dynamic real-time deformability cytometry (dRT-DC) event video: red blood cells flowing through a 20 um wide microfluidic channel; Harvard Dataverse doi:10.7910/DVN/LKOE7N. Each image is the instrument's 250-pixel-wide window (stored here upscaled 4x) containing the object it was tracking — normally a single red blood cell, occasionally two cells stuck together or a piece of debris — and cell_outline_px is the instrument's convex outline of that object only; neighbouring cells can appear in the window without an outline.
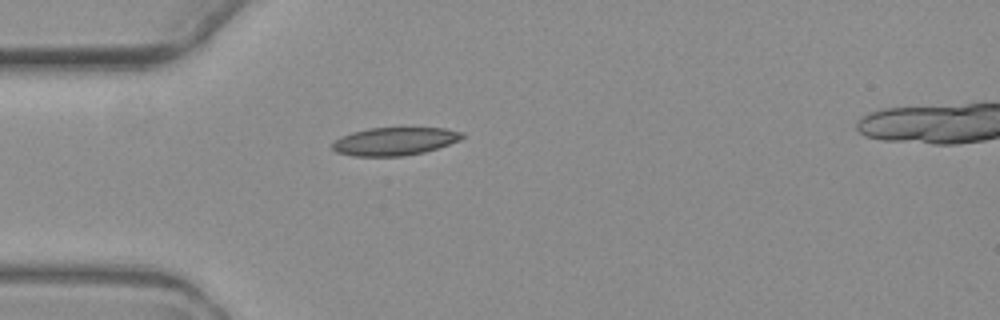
{"species": "common noctule bat (a hibernating species)", "species_latin": "Nyctalus noctula", "temperature_condition": "warm", "stored_images_in_passage": 2, "camera_frame_rate_fps": 3000, "um_per_image_px": 0.085, "animal": {"sex": "female", "body_mass_g": 19.3, "forearm_length_mm": 54.1}, "frame": {"image": 1, "passage_image": 1, "time_ms": 0.0, "image_size_px": [1000, 320], "cell_outline_px": [[464, 136], [460, 140], [424, 152], [404, 156], [352, 156], [336, 152], [332, 148], [332, 144], [340, 136], [352, 132], [368, 128], [444, 128], [464, 132]], "centroid_in_image_um": [33.53, 12.01], "position_along_channel_um": 51.5, "area_um2": 21.15}}